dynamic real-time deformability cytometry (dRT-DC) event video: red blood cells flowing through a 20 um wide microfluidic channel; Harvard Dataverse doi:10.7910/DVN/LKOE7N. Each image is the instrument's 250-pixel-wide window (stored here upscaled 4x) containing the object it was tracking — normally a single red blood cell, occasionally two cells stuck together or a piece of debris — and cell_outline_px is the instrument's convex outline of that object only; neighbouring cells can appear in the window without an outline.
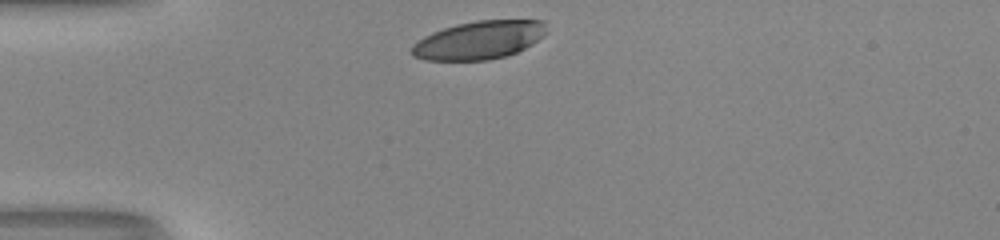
{"species": "human", "species_latin": "Homo sapiens", "temperature_condition": "room temperature", "stored_images_in_passage": 29, "camera_frame_rate_fps": 3000, "um_per_image_px": 0.085, "donor": {"sex": "male"}, "frame": {"image": 1, "passage_image": 1, "time_ms": 0.0, "image_size_px": [1000, 240], "cell_outline_px": [[548, 32], [524, 48], [508, 56], [488, 60], [424, 60], [412, 56], [408, 52], [412, 44], [416, 40], [432, 32], [456, 24], [476, 20], [544, 20]], "centroid_in_image_um": [40.66, 3.41], "position_along_channel_um": 44.3, "area_um2": 30.29}}
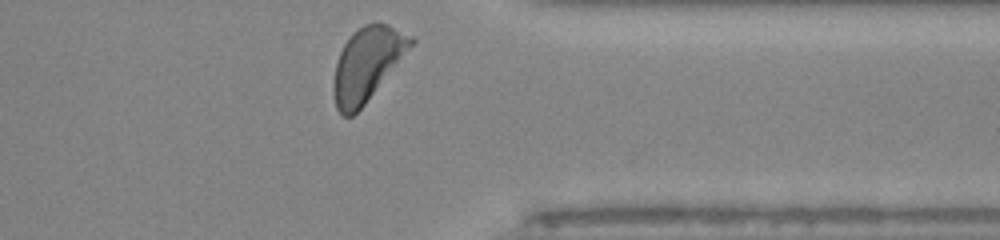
{"frame": {"image": 2, "passage_image": 29, "time_ms": 9.333, "image_size_px": [1000, 240], "cell_outline_px": [[416, 40], [364, 104], [352, 116], [344, 116], [336, 108], [332, 92], [332, 84], [336, 60], [344, 44], [352, 32], [364, 24], [388, 24], [412, 36]], "centroid_in_image_um": [31.15, 5.44], "position_along_channel_um": 380.2, "area_um2": 32.48}, "authors_computed_cell_mechanics": {"area_um2": 33.0038, "velocity_mm_per_s": 3.9761, "shape_relaxation_time_tau1_ms": 3.399, "shape_relaxation_time_tau2_ms": null, "deformation_change_tau1": 0.1887, "deformation_change_tau2": null}}